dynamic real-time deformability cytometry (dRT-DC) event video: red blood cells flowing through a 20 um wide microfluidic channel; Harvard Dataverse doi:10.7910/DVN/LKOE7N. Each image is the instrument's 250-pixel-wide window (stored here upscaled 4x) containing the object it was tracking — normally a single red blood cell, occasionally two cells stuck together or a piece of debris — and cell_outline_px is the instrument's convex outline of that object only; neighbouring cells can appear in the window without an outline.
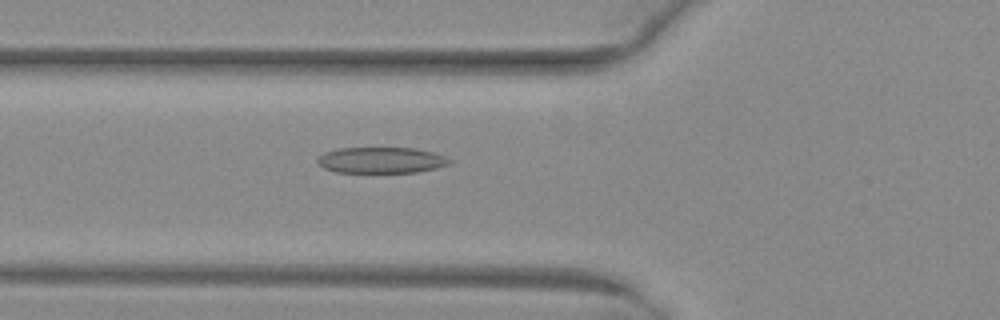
{"species": "common noctule bat (a hibernating species)", "species_latin": "Nyctalus noctula", "temperature_condition": "warm", "stored_images_in_passage": 43, "camera_frame_rate_fps": 3000, "um_per_image_px": 0.085, "animal": {"sex": "female", "body_mass_g": 29.2, "forearm_length_mm": 56.3}, "frame": {"image": 1, "passage_image": 11, "time_ms": 3.333, "image_size_px": [1000, 320], "cell_outline_px": [[452, 164], [436, 168], [416, 172], [336, 172], [324, 168], [316, 160], [324, 152], [336, 148], [416, 148], [432, 152], [444, 156], [452, 160]], "centroid_in_image_um": [32.42, 13.61], "position_along_channel_um": 93.4, "area_um2": 20.0}}
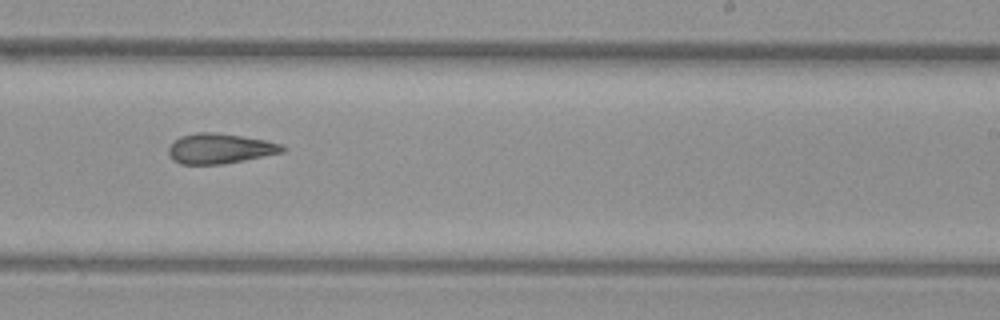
{"frame": {"image": 2, "passage_image": 24, "time_ms": 7.667, "image_size_px": [1000, 320], "cell_outline_px": [[288, 148], [284, 152], [244, 160], [220, 164], [180, 164], [172, 160], [168, 156], [168, 148], [180, 136], [196, 132], [212, 132], [244, 136], [264, 140], [280, 144]], "centroid_in_image_um": [18.67, 12.63], "position_along_channel_um": 270.3, "area_um2": 20.0}}
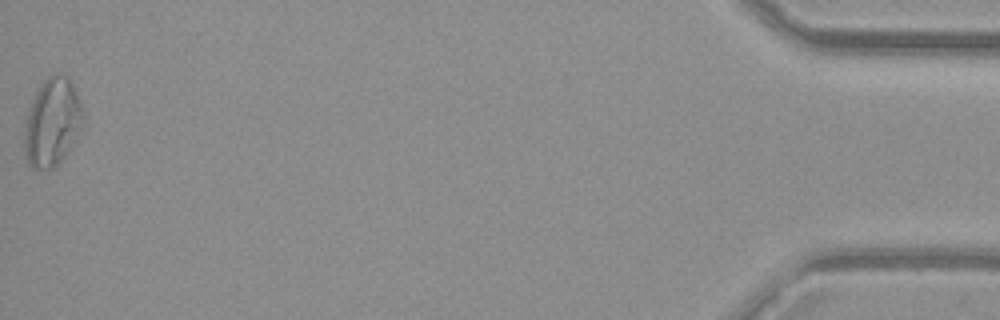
{"frame": {"image": 3, "passage_image": 43, "time_ms": 14.0, "image_size_px": [1000, 320], "cell_outline_px": [[84, 124], [80, 132], [64, 156], [56, 164], [48, 168], [32, 168], [28, 164], [24, 156], [24, 124], [28, 108], [36, 88], [52, 72], [60, 72], [68, 76], [72, 80], [76, 88], [84, 112]], "centroid_in_image_um": [4.44, 10.3], "position_along_channel_um": 430.8, "area_um2": 30.87}, "authors_computed_cell_mechanics": {"area_um2": 21.097, "velocity_mm_per_s": 4.0837, "shape_relaxation_time_tau1_ms": null, "shape_relaxation_time_tau2_ms": 5.3444, "deformation_change_tau1": null, "deformation_change_tau2": 0.1718}}